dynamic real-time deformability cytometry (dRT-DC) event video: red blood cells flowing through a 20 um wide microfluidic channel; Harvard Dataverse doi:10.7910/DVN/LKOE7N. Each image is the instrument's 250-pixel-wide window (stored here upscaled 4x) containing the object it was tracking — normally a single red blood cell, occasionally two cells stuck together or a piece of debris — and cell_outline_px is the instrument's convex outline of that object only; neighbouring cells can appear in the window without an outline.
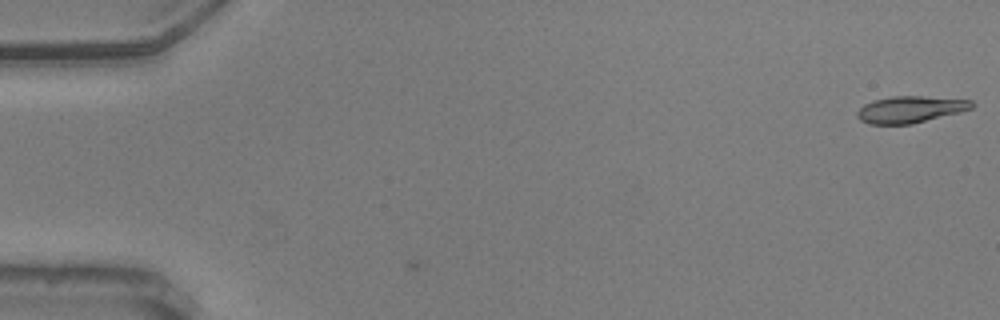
{"species": "common noctule bat (a hibernating species)", "species_latin": "Nyctalus noctula", "temperature_condition": "warm", "stored_images_in_passage": 3, "camera_frame_rate_fps": 3000, "um_per_image_px": 0.085, "animal": {"sex": "male", "body_mass_g": 20.5, "forearm_length_mm": 52.5}, "frame": {"image": 1, "passage_image": 3, "time_ms": 0.667, "image_size_px": [1000, 320], "cell_outline_px": [[976, 104], [972, 108], [960, 112], [912, 124], [868, 124], [860, 120], [856, 116], [856, 112], [864, 104], [872, 100], [892, 96], [920, 96], [972, 100]], "centroid_in_image_um": [77.36, 9.3], "position_along_channel_um": 7.6, "area_um2": 17.92}}